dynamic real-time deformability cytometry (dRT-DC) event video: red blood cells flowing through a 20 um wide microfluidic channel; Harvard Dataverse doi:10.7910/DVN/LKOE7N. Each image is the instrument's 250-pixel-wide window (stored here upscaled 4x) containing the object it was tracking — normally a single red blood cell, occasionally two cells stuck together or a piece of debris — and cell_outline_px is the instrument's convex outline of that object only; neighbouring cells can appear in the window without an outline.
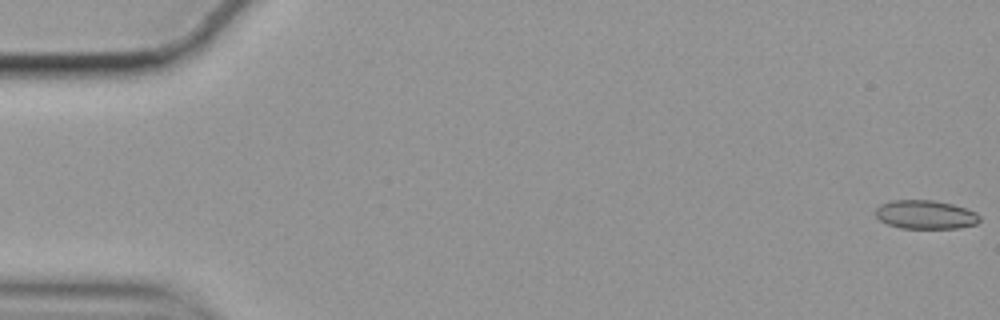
{"species": "common noctule bat (a hibernating species)", "species_latin": "Nyctalus noctula", "temperature_condition": "cold", "stored_images_in_passage": 57, "camera_frame_rate_fps": 3000, "um_per_image_px": 0.085, "animal": {"sex": "female", "body_mass_g": 19.9}, "frame": {"image": 1, "passage_image": 1, "time_ms": 0.0, "image_size_px": [1000, 320], "cell_outline_px": [[980, 220], [976, 224], [960, 228], [900, 228], [888, 224], [880, 220], [876, 216], [876, 208], [880, 204], [892, 200], [932, 200], [952, 204], [976, 212], [980, 216]], "centroid_in_image_um": [78.66, 18.24], "position_along_channel_um": 6.3, "area_um2": 17.4}}
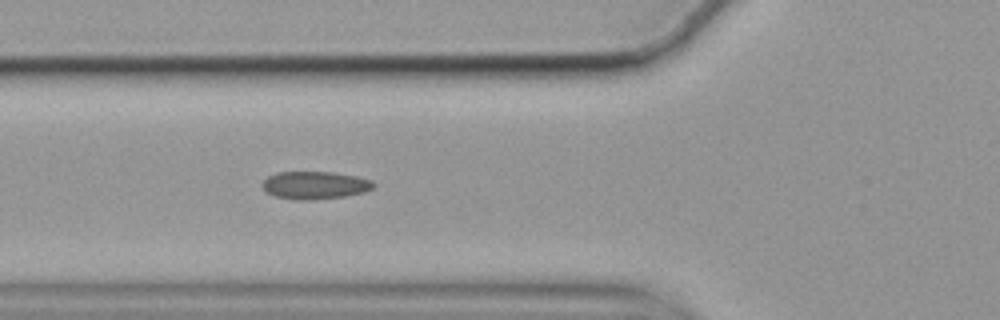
{"frame": {"image": 2, "passage_image": 21, "time_ms": 6.667, "image_size_px": [1000, 320], "cell_outline_px": [[376, 184], [372, 188], [364, 192], [344, 196], [312, 200], [296, 200], [276, 196], [268, 192], [260, 184], [268, 176], [276, 172], [332, 172], [356, 176], [372, 180]], "centroid_in_image_um": [26.77, 15.74], "position_along_channel_um": 99.0, "area_um2": 17.92}}
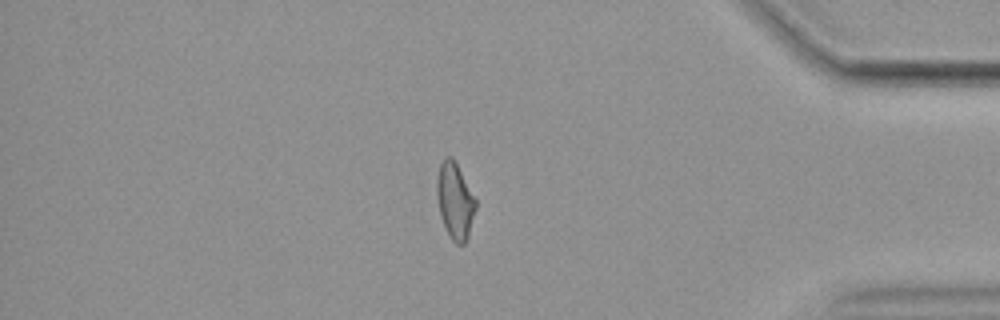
{"frame": {"image": 3, "passage_image": 49, "time_ms": 16.0, "image_size_px": [1000, 320], "cell_outline_px": [[476, 208], [468, 236], [464, 244], [456, 244], [452, 240], [440, 216], [436, 192], [436, 180], [440, 164], [444, 156], [452, 156], [476, 200]], "centroid_in_image_um": [38.65, 17.05], "position_along_channel_um": 396.5, "area_um2": 17.05}, "authors_computed_cell_mechanics": {"area_um2": 17.5134, "velocity_mm_per_s": 3.525, "shape_relaxation_time_tau1_ms": null, "shape_relaxation_time_tau2_ms": 1.7254, "deformation_change_tau1": null, "deformation_change_tau2": 0.0846}}